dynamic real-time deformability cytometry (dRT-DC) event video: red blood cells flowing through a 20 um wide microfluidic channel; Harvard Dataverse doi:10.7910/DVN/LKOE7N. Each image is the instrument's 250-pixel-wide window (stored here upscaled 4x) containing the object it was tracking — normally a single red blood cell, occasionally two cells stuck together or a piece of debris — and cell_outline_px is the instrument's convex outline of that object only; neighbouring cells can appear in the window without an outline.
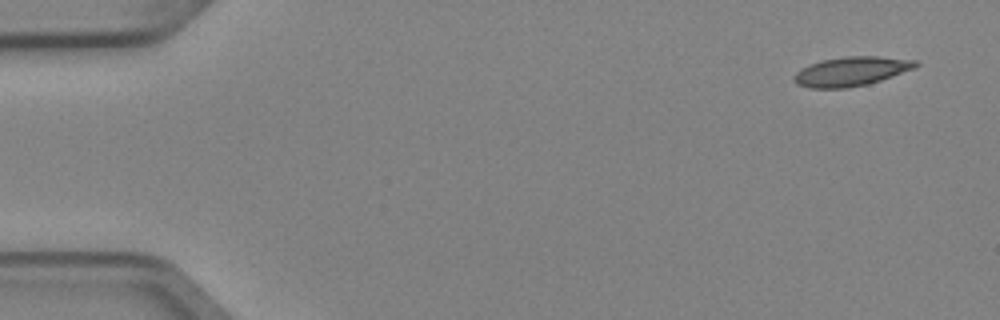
{"species": "Egyptian fruit bat (a non-hibernating species)", "species_latin": "Rousettus aegyptiacus", "temperature_condition": "cold", "stored_images_in_passage": 5, "camera_frame_rate_fps": 3000, "um_per_image_px": 0.085, "animal": {"sex": "female"}, "frame": {"image": 1, "passage_image": 1, "time_ms": 0.0, "image_size_px": [1000, 320], "cell_outline_px": [[920, 64], [916, 68], [868, 84], [844, 88], [808, 88], [796, 84], [792, 80], [792, 76], [800, 68], [808, 64], [820, 60], [844, 56], [880, 56], [916, 60]], "centroid_in_image_um": [72.31, 6.06], "position_along_channel_um": 12.7, "area_um2": 21.04}}
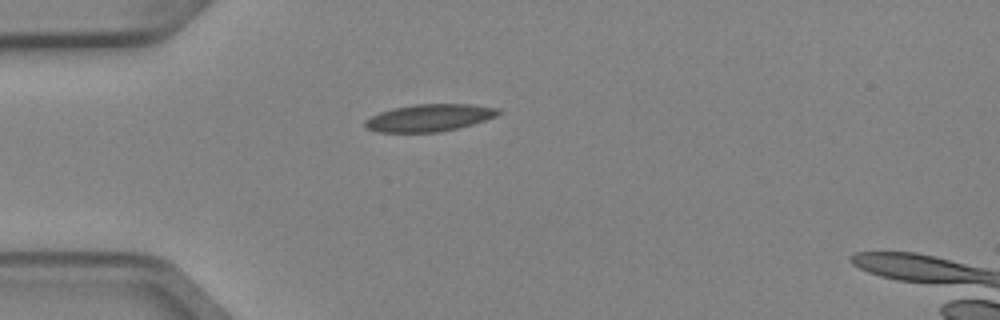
{"frame": {"image": 2, "passage_image": 4, "time_ms": 1.0, "image_size_px": [1000, 320], "cell_outline_px": [[500, 112], [496, 116], [472, 124], [440, 132], [376, 132], [364, 128], [364, 120], [380, 112], [392, 108], [412, 104], [472, 104], [496, 108]], "centroid_in_image_um": [36.42, 10.01], "position_along_channel_um": 48.6, "area_um2": 21.1}}